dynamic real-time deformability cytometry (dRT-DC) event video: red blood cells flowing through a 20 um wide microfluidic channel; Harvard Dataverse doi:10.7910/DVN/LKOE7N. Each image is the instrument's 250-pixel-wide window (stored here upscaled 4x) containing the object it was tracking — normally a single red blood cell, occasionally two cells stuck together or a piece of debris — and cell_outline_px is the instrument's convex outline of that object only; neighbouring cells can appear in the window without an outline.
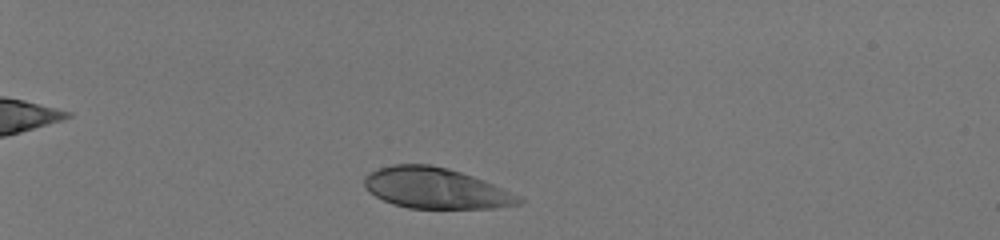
{"species": "human", "species_latin": "Homo sapiens", "temperature_condition": "room temperature", "stored_images_in_passage": 38, "camera_frame_rate_fps": 3000, "um_per_image_px": 0.085, "donor": {"sex": "male"}, "frame": {"image": 1, "passage_image": 4, "time_ms": 1.0, "image_size_px": [1000, 240], "cell_outline_px": [[524, 200], [520, 204], [492, 208], [408, 208], [392, 204], [368, 192], [364, 188], [364, 176], [380, 168], [392, 164], [428, 164], [448, 168], [484, 180], [520, 196]], "centroid_in_image_um": [37.01, 16.0], "position_along_channel_um": 48.0, "area_um2": 36.59}}
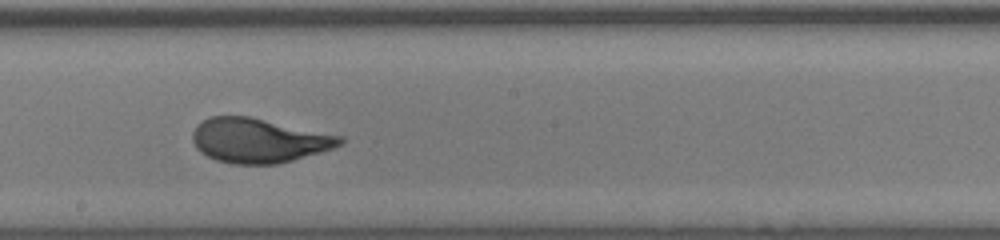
{"frame": {"image": 2, "passage_image": 23, "time_ms": 7.333, "image_size_px": [1000, 240], "cell_outline_px": [[344, 144], [336, 148], [292, 160], [276, 164], [232, 164], [216, 160], [200, 152], [196, 148], [192, 140], [192, 132], [196, 124], [208, 116], [248, 116], [344, 136]], "centroid_in_image_um": [21.99, 11.94], "position_along_channel_um": 226.2, "area_um2": 38.49}}
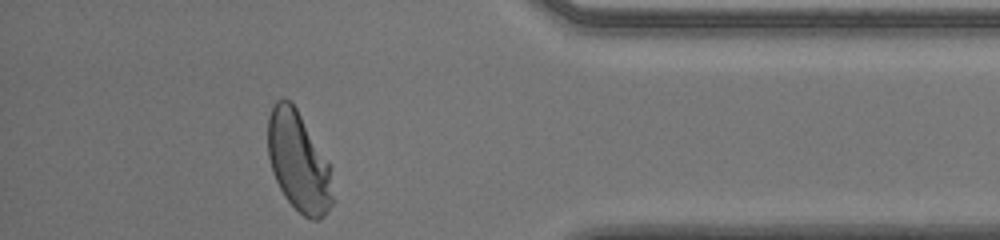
{"frame": {"image": 3, "passage_image": 38, "time_ms": 12.333, "image_size_px": [1000, 240], "cell_outline_px": [[332, 204], [328, 212], [324, 216], [316, 220], [312, 220], [304, 216], [284, 196], [272, 172], [268, 156], [268, 116], [276, 100], [284, 96], [292, 100], [332, 164]], "centroid_in_image_um": [25.4, 13.69], "position_along_channel_um": 409.8, "area_um2": 38.49}, "authors_computed_cell_mechanics": {"area_um2": 37.9746, "velocity_mm_per_s": 4.0038, "shape_relaxation_time_tau1_ms": 3.4773, "shape_relaxation_time_tau2_ms": null, "deformation_change_tau1": 0.1938, "deformation_change_tau2": null}}